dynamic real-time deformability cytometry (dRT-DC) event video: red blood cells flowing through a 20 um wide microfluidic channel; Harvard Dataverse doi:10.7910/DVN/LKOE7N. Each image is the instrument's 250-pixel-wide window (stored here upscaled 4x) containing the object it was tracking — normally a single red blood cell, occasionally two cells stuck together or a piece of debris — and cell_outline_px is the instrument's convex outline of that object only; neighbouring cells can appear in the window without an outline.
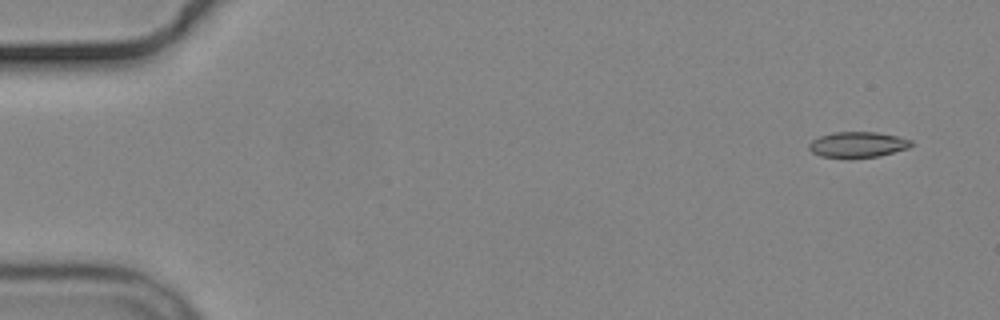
{"species": "common noctule bat (a hibernating species)", "species_latin": "Nyctalus noctula", "temperature_condition": "cold", "stored_images_in_passage": 5, "camera_frame_rate_fps": 3000, "um_per_image_px": 0.085, "animal": {"sex": "male", "body_mass_g": 19.2, "forearm_length_mm": 51.8}, "frame": {"image": 1, "passage_image": 1, "time_ms": 0.0, "image_size_px": [1000, 320], "cell_outline_px": [[912, 144], [908, 148], [880, 156], [820, 156], [812, 152], [808, 148], [808, 144], [812, 140], [820, 136], [832, 132], [876, 132], [896, 136], [912, 140]], "centroid_in_image_um": [72.9, 12.26], "position_along_channel_um": 12.1, "area_um2": 14.85}}
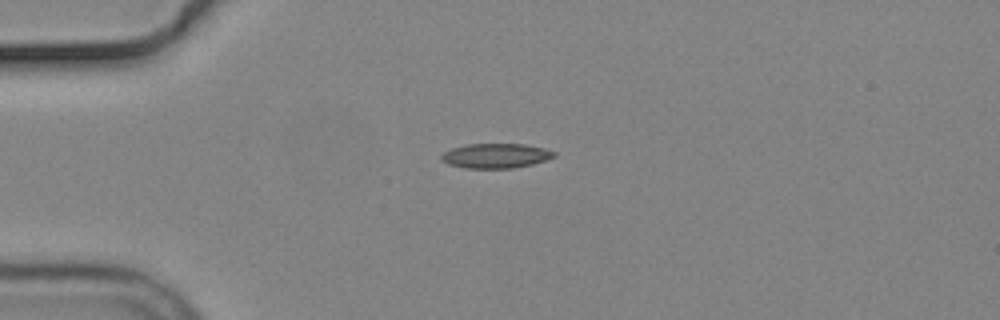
{"frame": {"image": 2, "passage_image": 4, "time_ms": 3.667, "image_size_px": [1000, 320], "cell_outline_px": [[556, 156], [532, 164], [512, 168], [464, 168], [448, 164], [440, 160], [440, 156], [444, 152], [452, 148], [468, 144], [524, 144], [544, 148], [556, 152]], "centroid_in_image_um": [42.12, 13.24], "position_along_channel_um": 42.9, "area_um2": 16.18}}